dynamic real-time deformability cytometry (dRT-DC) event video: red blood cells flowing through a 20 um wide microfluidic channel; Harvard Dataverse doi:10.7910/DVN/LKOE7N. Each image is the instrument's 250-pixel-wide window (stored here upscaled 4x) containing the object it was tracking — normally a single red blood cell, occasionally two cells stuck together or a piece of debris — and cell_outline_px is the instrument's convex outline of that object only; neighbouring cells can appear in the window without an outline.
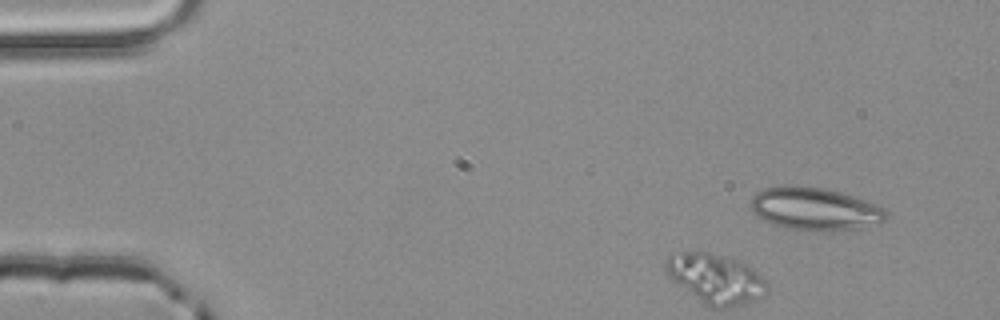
{"species": "common noctule bat (a hibernating species)", "species_latin": "Nyctalus noctula", "temperature_condition": "room temperature", "stored_images_in_passage": 3, "camera_frame_rate_fps": 3000, "um_per_image_px": 0.085, "animal": {"sex": "male", "body_mass_g": 20.4}, "frame": {"image": 1, "passage_image": 1, "time_ms": 0.0, "image_size_px": [1000, 320], "cell_outline_px": [[888, 216], [880, 224], [856, 228], [824, 232], [784, 228], [772, 224], [756, 216], [752, 212], [748, 204], [752, 196], [756, 192], [764, 188], [792, 184], [824, 188], [840, 192], [876, 204], [884, 208], [888, 212]], "centroid_in_image_um": [69.21, 17.75], "position_along_channel_um": 15.8, "area_um2": 34.33}}